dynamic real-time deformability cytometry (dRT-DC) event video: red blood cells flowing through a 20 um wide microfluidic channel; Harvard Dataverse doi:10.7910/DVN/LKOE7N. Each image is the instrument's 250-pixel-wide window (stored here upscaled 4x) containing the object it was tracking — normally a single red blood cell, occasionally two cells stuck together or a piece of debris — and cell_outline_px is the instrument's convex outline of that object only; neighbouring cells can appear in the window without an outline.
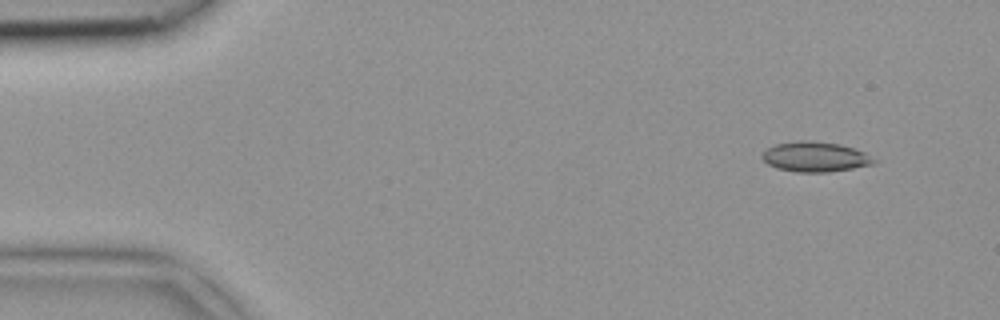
{"species": "common noctule bat (a hibernating species)", "species_latin": "Nyctalus noctula", "temperature_condition": "room temperature", "stored_images_in_passage": 3, "camera_frame_rate_fps": 3000, "um_per_image_px": 0.085, "animal": {"sex": "female", "body_mass_g": 18.4}, "frame": {"image": 1, "passage_image": 1, "time_ms": 0.0, "image_size_px": [1000, 320], "cell_outline_px": [[880, 160], [876, 164], [828, 172], [796, 172], [776, 168], [768, 164], [760, 156], [768, 148], [776, 144], [800, 140], [808, 140], [840, 144], [864, 152]], "centroid_in_image_um": [69.33, 13.33], "position_along_channel_um": 15.7, "area_um2": 19.65}}